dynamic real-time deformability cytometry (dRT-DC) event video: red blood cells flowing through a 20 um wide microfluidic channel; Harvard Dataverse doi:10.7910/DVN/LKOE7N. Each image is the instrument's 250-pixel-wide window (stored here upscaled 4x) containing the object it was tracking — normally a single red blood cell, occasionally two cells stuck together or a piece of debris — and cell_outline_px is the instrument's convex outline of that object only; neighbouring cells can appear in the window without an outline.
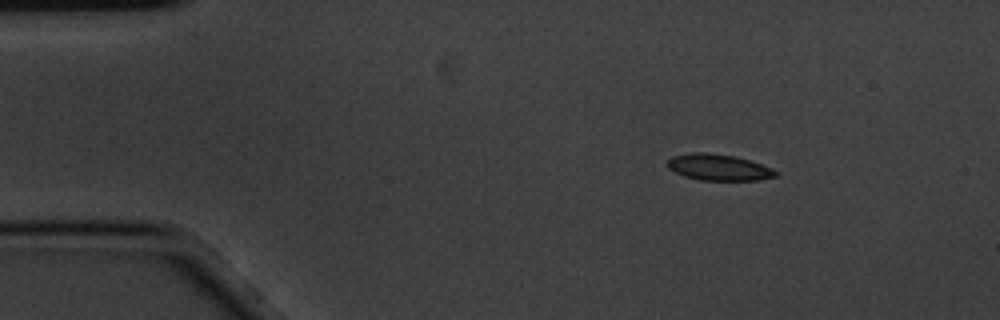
{"species": "common noctule bat (a hibernating species)", "species_latin": "Nyctalus noctula", "temperature_condition": "cold", "stored_images_in_passage": 5, "camera_frame_rate_fps": 3000, "um_per_image_px": 0.085, "animal": {"sex": "male", "body_mass_g": 20.1, "forearm_length_mm": 53.5}, "frame": {"image": 1, "passage_image": 1, "time_ms": 0.0, "image_size_px": [1000, 320], "cell_outline_px": [[780, 172], [776, 176], [760, 180], [700, 180], [684, 176], [668, 168], [664, 164], [672, 156], [692, 152], [704, 152], [732, 156], [748, 160], [772, 168]], "centroid_in_image_um": [61.06, 14.23], "position_along_channel_um": 23.9, "area_um2": 16.53}}
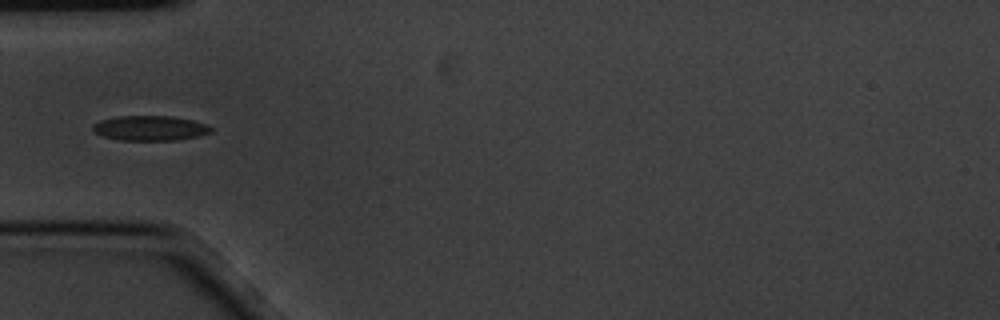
{"frame": {"image": 2, "passage_image": 4, "time_ms": 1.0, "image_size_px": [1000, 320], "cell_outline_px": [[212, 132], [196, 136], [176, 140], [120, 140], [100, 136], [92, 128], [92, 124], [100, 120], [116, 116], [172, 116], [192, 120], [208, 124], [212, 128]], "centroid_in_image_um": [12.73, 10.88], "position_along_channel_um": 72.3, "area_um2": 17.22}}
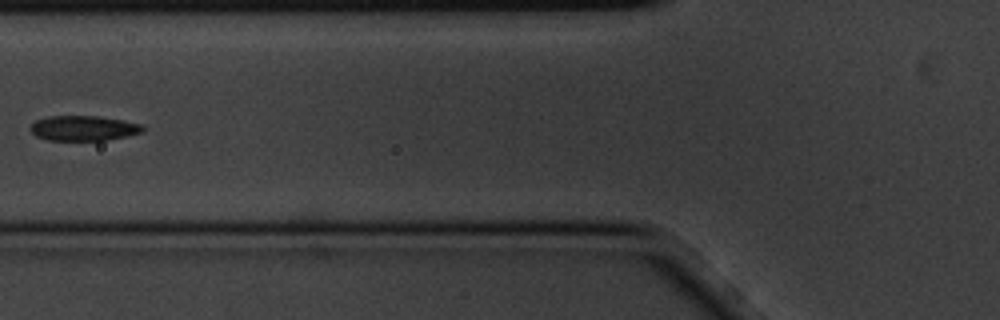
{"frame": {"image": 3, "passage_image": 5, "time_ms": 1.333, "image_size_px": [1000, 320], "cell_outline_px": [[144, 128], [140, 132], [128, 136], [104, 140], [48, 140], [36, 136], [28, 128], [36, 120], [48, 116], [96, 116], [124, 120], [144, 124]], "centroid_in_image_um": [7.1, 10.89], "position_along_channel_um": 118.7, "area_um2": 16.42}}